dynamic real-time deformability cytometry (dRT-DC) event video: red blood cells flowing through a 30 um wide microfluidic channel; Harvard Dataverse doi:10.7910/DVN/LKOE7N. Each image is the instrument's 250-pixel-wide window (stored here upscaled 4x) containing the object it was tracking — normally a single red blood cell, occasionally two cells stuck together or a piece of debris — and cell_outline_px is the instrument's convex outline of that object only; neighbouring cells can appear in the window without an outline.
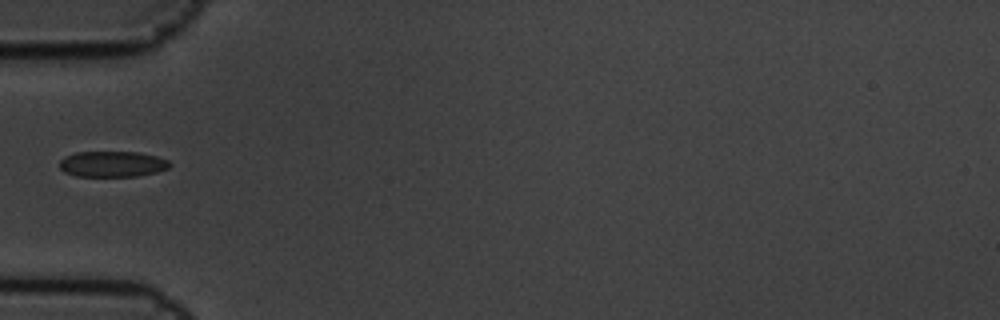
{"species": "common noctule bat (a hibernating species)", "species_latin": "Nyctalus noctula", "temperature_condition": "cold", "stored_images_in_passage": 7, "camera_frame_rate_fps": 3000, "um_per_image_px": 0.085, "animal": {"sex": "male", "body_mass_g": 19.5, "forearm_length_mm": 54.6}, "frame": {"image": 1, "passage_image": 2, "time_ms": 0.333, "image_size_px": [1000, 320], "cell_outline_px": [[172, 164], [168, 168], [156, 172], [136, 176], [76, 176], [64, 172], [60, 168], [60, 160], [64, 156], [76, 152], [136, 152], [156, 156], [168, 160]], "centroid_in_image_um": [9.53, 13.94], "position_along_channel_um": 75.5, "area_um2": 16.53}}
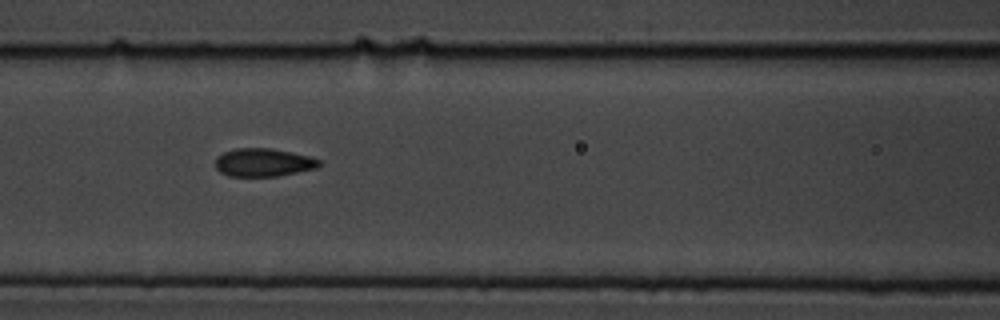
{"frame": {"image": 2, "passage_image": 4, "time_ms": 1.0, "image_size_px": [1000, 320], "cell_outline_px": [[320, 164], [316, 168], [276, 176], [228, 176], [220, 172], [216, 168], [216, 156], [224, 152], [236, 148], [272, 148], [292, 152], [308, 156], [320, 160]], "centroid_in_image_um": [22.35, 13.8], "position_along_channel_um": 144.2, "area_um2": 16.94}}
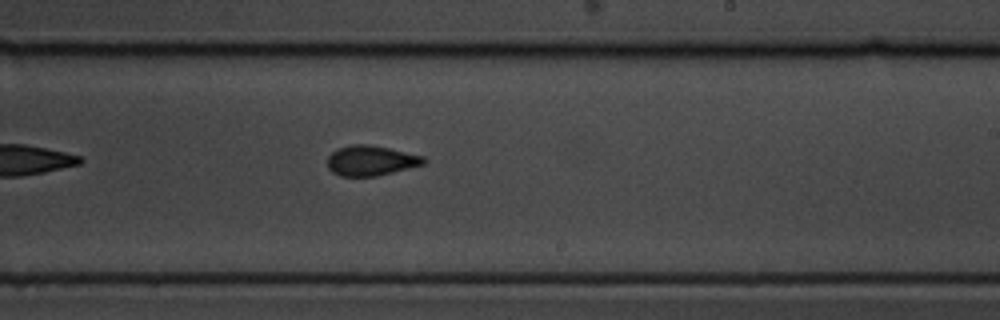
{"frame": {"image": 3, "passage_image": 7, "time_ms": 2.0, "image_size_px": [1000, 320], "cell_outline_px": [[428, 160], [424, 164], [376, 176], [340, 176], [332, 172], [328, 168], [328, 156], [332, 152], [340, 148], [352, 144], [368, 144], [388, 148], [424, 156]], "centroid_in_image_um": [31.53, 13.65], "position_along_channel_um": 257.5, "area_um2": 16.76}}